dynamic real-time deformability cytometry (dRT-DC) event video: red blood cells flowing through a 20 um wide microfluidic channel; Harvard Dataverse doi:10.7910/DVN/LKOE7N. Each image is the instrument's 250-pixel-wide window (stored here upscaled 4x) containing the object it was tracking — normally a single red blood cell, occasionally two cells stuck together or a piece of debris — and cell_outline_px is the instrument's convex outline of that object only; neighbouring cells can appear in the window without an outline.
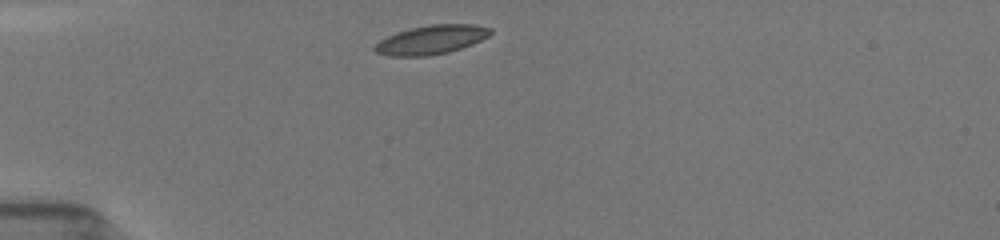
{"species": "common noctule bat (a hibernating species)", "species_latin": "Nyctalus noctula", "temperature_condition": "room temperature", "stored_images_in_passage": 4, "camera_frame_rate_fps": 3000, "um_per_image_px": 0.085, "animal": {"sex": "female", "body_mass_g": 19.5, "forearm_length_mm": 54.1}, "frame": {"image": 1, "passage_image": 1, "time_ms": 0.0, "image_size_px": [1000, 240], "cell_outline_px": [[492, 32], [488, 36], [472, 44], [448, 52], [428, 56], [388, 56], [376, 52], [372, 48], [380, 40], [396, 32], [428, 24], [476, 24], [492, 28]], "centroid_in_image_um": [36.66, 3.37], "position_along_channel_um": 48.3, "area_um2": 19.54}}
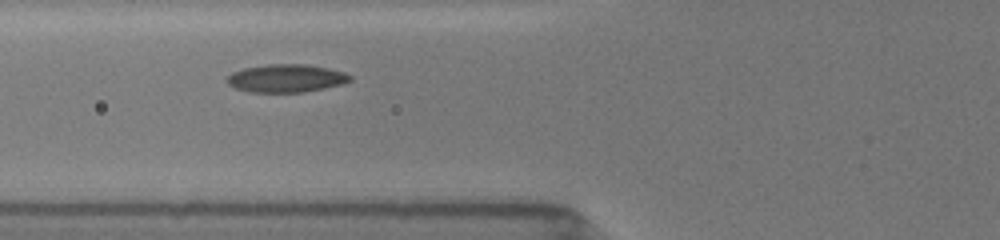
{"frame": {"image": 2, "passage_image": 3, "time_ms": 2.0, "image_size_px": [1000, 240], "cell_outline_px": [[352, 80], [344, 84], [304, 92], [248, 92], [236, 88], [228, 84], [224, 80], [232, 72], [244, 68], [268, 64], [304, 64], [328, 68], [344, 72], [352, 76]], "centroid_in_image_um": [24.32, 6.65], "position_along_channel_um": 101.5, "area_um2": 20.17}}
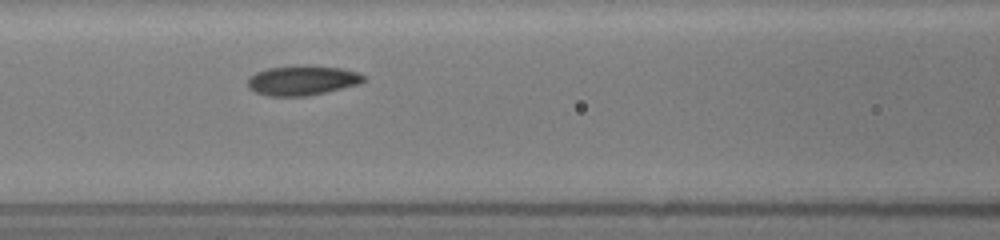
{"frame": {"image": 3, "passage_image": 4, "time_ms": 3.0, "image_size_px": [1000, 240], "cell_outline_px": [[364, 80], [360, 84], [308, 96], [268, 96], [256, 92], [248, 88], [248, 76], [256, 72], [268, 68], [300, 64], [340, 68], [356, 72], [364, 76]], "centroid_in_image_um": [25.66, 6.82], "position_along_channel_um": 140.9, "area_um2": 20.23}}